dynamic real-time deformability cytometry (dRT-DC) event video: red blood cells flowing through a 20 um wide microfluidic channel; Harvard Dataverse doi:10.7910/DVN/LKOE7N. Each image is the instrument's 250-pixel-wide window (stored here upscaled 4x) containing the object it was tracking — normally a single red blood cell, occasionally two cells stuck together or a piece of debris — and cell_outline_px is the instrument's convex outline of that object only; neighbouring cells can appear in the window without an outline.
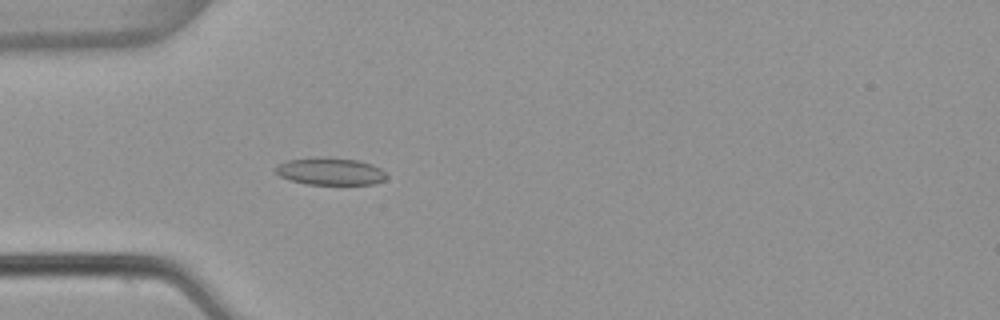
{"species": "common noctule bat (a hibernating species)", "species_latin": "Nyctalus noctula", "temperature_condition": "warm", "stored_images_in_passage": 54, "camera_frame_rate_fps": 3000, "um_per_image_px": 0.085, "animal": {"sex": "female", "body_mass_g": 22.7, "forearm_length_mm": 54.2}, "frame": {"image": 1, "passage_image": 17, "time_ms": 5.333, "image_size_px": [1000, 320], "cell_outline_px": [[388, 176], [384, 180], [376, 184], [308, 184], [292, 180], [280, 176], [272, 168], [288, 160], [328, 156], [356, 160], [372, 164], [380, 168]], "centroid_in_image_um": [28.09, 14.56], "position_along_channel_um": 56.9, "area_um2": 17.63}}
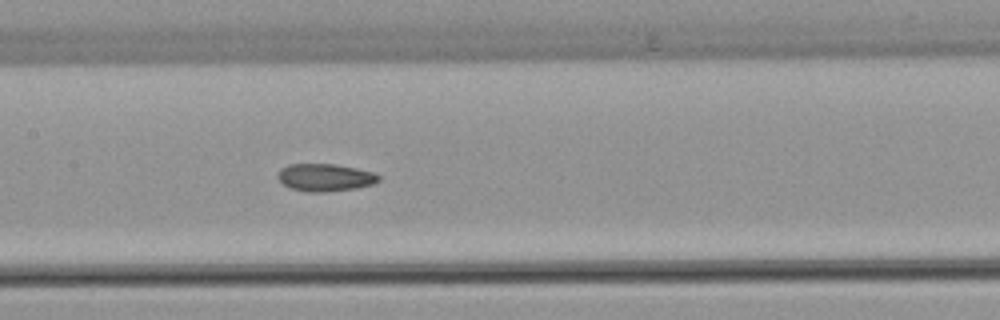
{"frame": {"image": 2, "passage_image": 27, "time_ms": 8.667, "image_size_px": [1000, 320], "cell_outline_px": [[380, 180], [372, 184], [356, 188], [324, 192], [304, 192], [292, 188], [284, 184], [276, 176], [280, 168], [288, 164], [336, 164], [356, 168], [372, 172], [380, 176]], "centroid_in_image_um": [27.61, 15.08], "position_along_channel_um": 179.8, "area_um2": 16.18}}
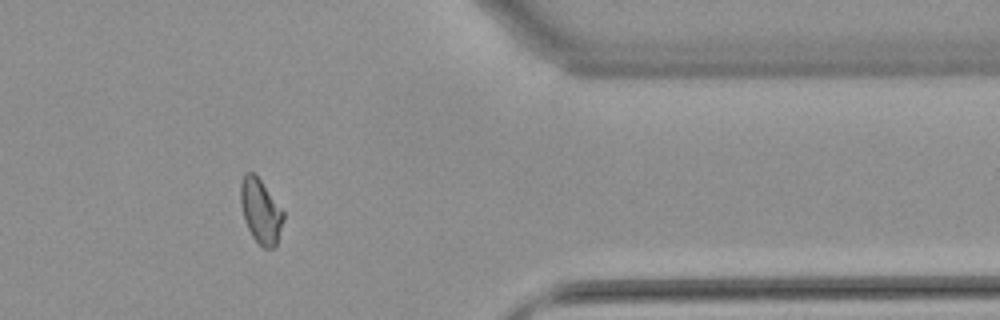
{"frame": {"image": 3, "passage_image": 45, "time_ms": 14.667, "image_size_px": [1000, 320], "cell_outline_px": [[284, 220], [276, 244], [272, 248], [264, 248], [252, 236], [244, 220], [240, 204], [240, 184], [244, 172], [252, 172], [260, 180], [284, 212]], "centroid_in_image_um": [22.13, 17.94], "position_along_channel_um": 389.3, "area_um2": 15.9}, "authors_computed_cell_mechanics": {"area_um2": 16.473, "velocity_mm_per_s": 3.8278, "shape_relaxation_time_tau1_ms": null, "shape_relaxation_time_tau2_ms": 2.7863, "deformation_change_tau1": null, "deformation_change_tau2": 0.0818}}